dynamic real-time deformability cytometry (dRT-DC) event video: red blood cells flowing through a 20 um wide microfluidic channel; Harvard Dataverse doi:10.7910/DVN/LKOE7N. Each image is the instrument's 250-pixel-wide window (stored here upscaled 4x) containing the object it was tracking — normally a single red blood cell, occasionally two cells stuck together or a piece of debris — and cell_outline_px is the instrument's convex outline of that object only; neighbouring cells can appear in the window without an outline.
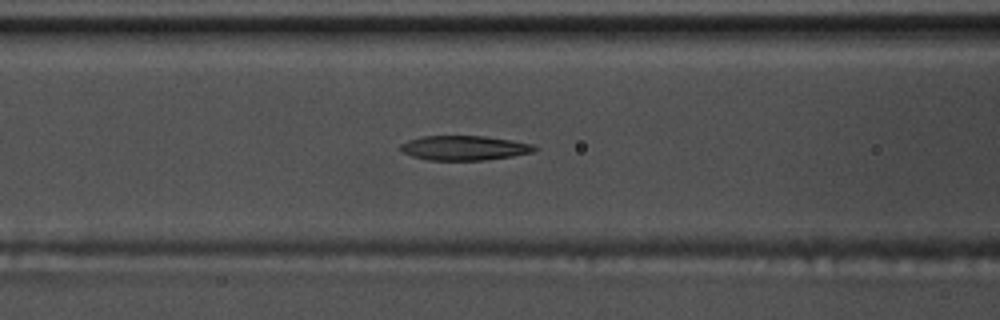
{"species": "common noctule bat (a hibernating species)", "species_latin": "Nyctalus noctula", "temperature_condition": "warm", "stored_images_in_passage": 54, "camera_frame_rate_fps": 3000, "um_per_image_px": 0.085, "animal": {"sex": "male", "body_mass_g": 17.5, "forearm_length_mm": 52.3}, "frame": {"image": 1, "passage_image": 22, "time_ms": 7.0, "image_size_px": [1000, 320], "cell_outline_px": [[540, 148], [532, 152], [512, 156], [484, 160], [428, 160], [412, 156], [400, 152], [396, 148], [400, 144], [408, 140], [420, 136], [484, 136], [512, 140], [532, 144]], "centroid_in_image_um": [39.41, 12.57], "position_along_channel_um": 127.2, "area_um2": 19.42}}
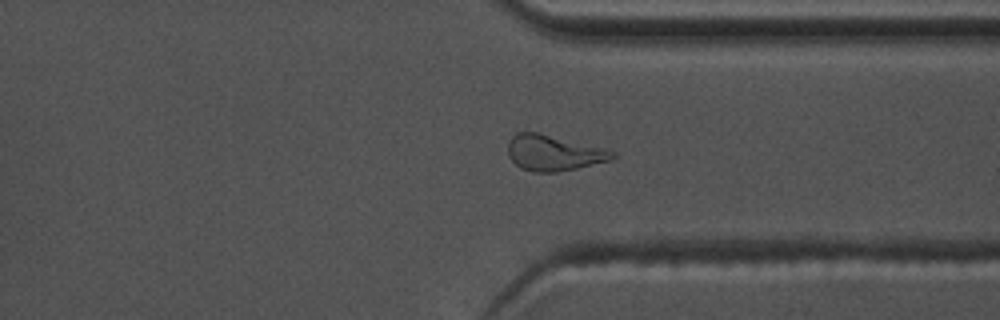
{"frame": {"image": 2, "passage_image": 41, "time_ms": 13.333, "image_size_px": [1000, 320], "cell_outline_px": [[616, 156], [612, 160], [576, 168], [556, 172], [532, 172], [520, 168], [508, 156], [508, 140], [516, 132], [536, 132], [608, 148], [616, 152]], "centroid_in_image_um": [47.08, 12.99], "position_along_channel_um": 364.3, "area_um2": 21.96}}
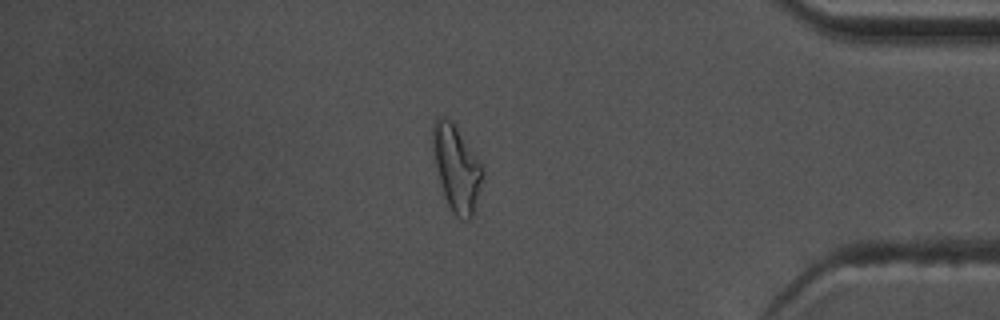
{"frame": {"image": 3, "passage_image": 46, "time_ms": 15.0, "image_size_px": [1000, 320], "cell_outline_px": [[484, 172], [472, 216], [468, 220], [460, 220], [452, 212], [444, 196], [432, 148], [432, 124], [440, 116], [444, 116], [452, 120], [484, 164]], "centroid_in_image_um": [38.82, 14.24], "position_along_channel_um": 396.4, "area_um2": 25.09}, "authors_computed_cell_mechanics": {"area_um2": 20.6635, "velocity_mm_per_s": 3.7514, "shape_relaxation_time_tau1_ms": 7.9216, "shape_relaxation_time_tau2_ms": 5.1211, "deformation_change_tau1": 0.2389, "deformation_change_tau2": 0.1619}}